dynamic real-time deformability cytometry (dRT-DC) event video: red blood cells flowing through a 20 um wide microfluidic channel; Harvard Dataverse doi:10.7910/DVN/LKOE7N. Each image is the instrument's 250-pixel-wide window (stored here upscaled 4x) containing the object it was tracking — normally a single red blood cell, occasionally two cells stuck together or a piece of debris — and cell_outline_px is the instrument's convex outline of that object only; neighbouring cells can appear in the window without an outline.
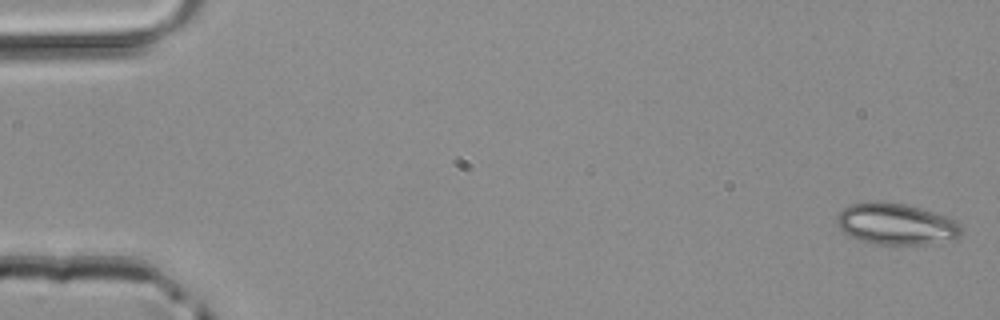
{"species": "common noctule bat (a hibernating species)", "species_latin": "Nyctalus noctula", "temperature_condition": "room temperature", "stored_images_in_passage": 20, "camera_frame_rate_fps": 3000, "um_per_image_px": 0.085, "animal": {"sex": "male", "body_mass_g": 20.4}, "frame": {"image": 1, "passage_image": 1, "time_ms": 0.0, "image_size_px": [1000, 320], "cell_outline_px": [[960, 236], [952, 240], [924, 244], [884, 244], [860, 240], [844, 232], [836, 224], [836, 216], [848, 204], [876, 200], [884, 200], [904, 204], [920, 208], [956, 220], [960, 224]], "centroid_in_image_um": [76.14, 19.01], "position_along_channel_um": 8.9, "area_um2": 29.94}}